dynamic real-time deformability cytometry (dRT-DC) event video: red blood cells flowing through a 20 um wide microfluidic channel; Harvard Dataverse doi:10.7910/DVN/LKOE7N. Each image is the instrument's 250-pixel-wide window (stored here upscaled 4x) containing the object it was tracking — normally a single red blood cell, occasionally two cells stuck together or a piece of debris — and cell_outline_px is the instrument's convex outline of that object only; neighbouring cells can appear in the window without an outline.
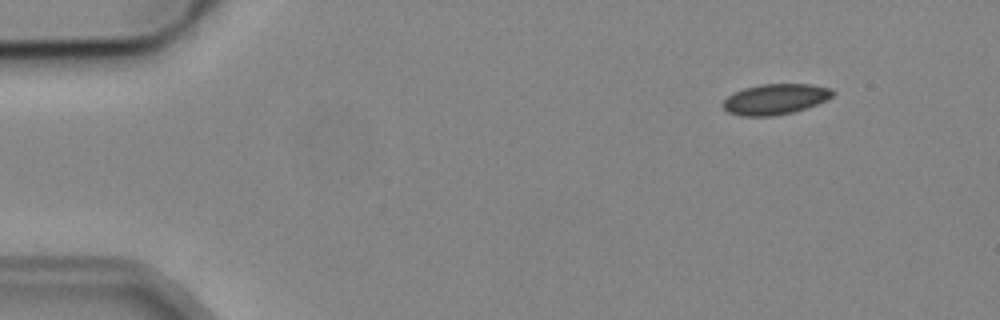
{"species": "common noctule bat (a hibernating species)", "species_latin": "Nyctalus noctula", "temperature_condition": "cold", "stored_images_in_passage": 5, "camera_frame_rate_fps": 3000, "um_per_image_px": 0.085, "animal": {"sex": "male", "body_mass_g": 19.2, "forearm_length_mm": 51.8}, "frame": {"image": 1, "passage_image": 1, "time_ms": 0.0, "image_size_px": [1000, 320], "cell_outline_px": [[836, 92], [828, 100], [792, 112], [772, 116], [740, 116], [728, 112], [720, 104], [732, 92], [744, 88], [760, 84], [812, 84], [832, 88]], "centroid_in_image_um": [65.89, 8.42], "position_along_channel_um": 19.1, "area_um2": 19.71}}
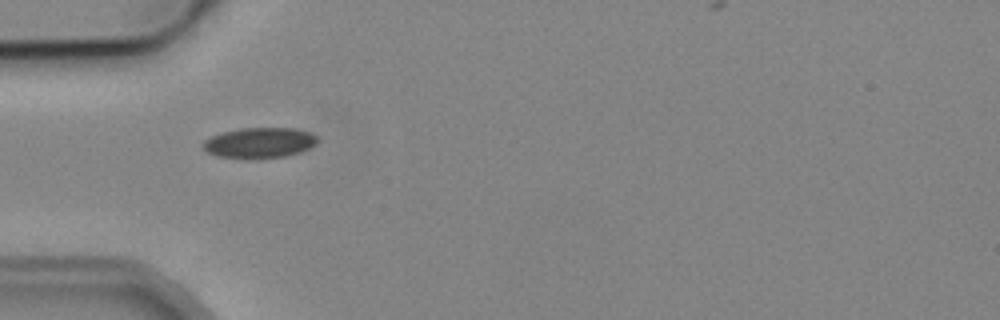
{"frame": {"image": 2, "passage_image": 4, "time_ms": 3.667, "image_size_px": [1000, 320], "cell_outline_px": [[320, 140], [316, 144], [300, 152], [284, 156], [256, 160], [244, 160], [216, 156], [208, 152], [200, 144], [204, 140], [212, 136], [224, 132], [240, 128], [296, 128], [312, 132]], "centroid_in_image_um": [22.06, 12.16], "position_along_channel_um": 62.9, "area_um2": 20.87}}